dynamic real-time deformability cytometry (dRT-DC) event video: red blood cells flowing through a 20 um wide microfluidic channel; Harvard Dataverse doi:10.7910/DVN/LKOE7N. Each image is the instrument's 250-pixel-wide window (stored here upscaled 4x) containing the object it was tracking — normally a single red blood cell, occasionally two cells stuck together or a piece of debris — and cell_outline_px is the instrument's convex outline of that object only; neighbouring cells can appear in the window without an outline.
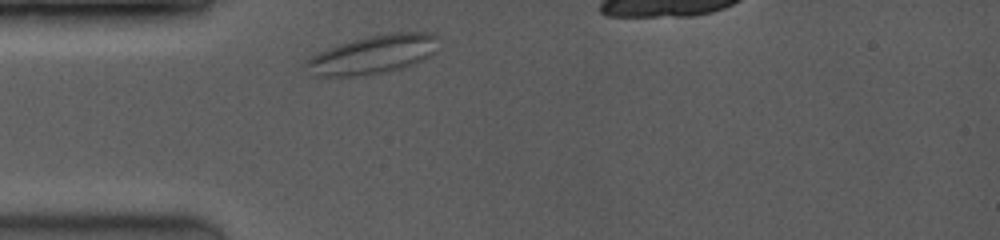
{"species": "common noctule bat (a hibernating species)", "species_latin": "Nyctalus noctula", "temperature_condition": "room temperature", "stored_images_in_passage": 14, "camera_frame_rate_fps": 3500, "um_per_image_px": 0.085, "animal": {"sex": "female", "body_mass_g": 19.0, "forearm_length_mm": 53.3}, "frame": {"image": 1, "passage_image": 1, "time_ms": 0.0, "image_size_px": [1000, 240], "cell_outline_px": [[440, 36], [432, 52], [428, 56], [412, 64], [400, 68], [380, 72], [352, 76], [316, 76], [304, 64], [304, 60], [316, 52], [352, 40], [368, 36], [392, 32], [432, 32]], "centroid_in_image_um": [31.67, 4.6], "position_along_channel_um": 53.3, "area_um2": 29.36}}
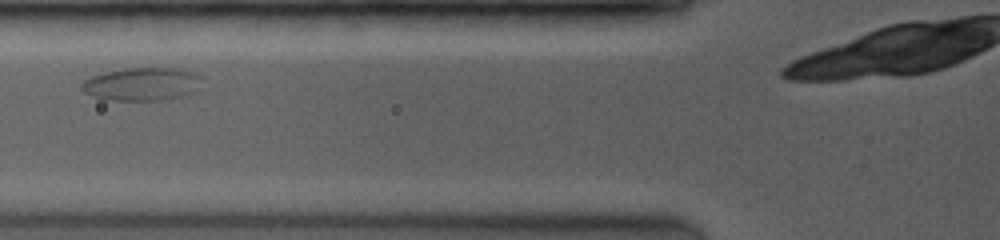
{"frame": {"image": 2, "passage_image": 5, "time_ms": 2.0, "image_size_px": [1000, 240], "cell_outline_px": [[204, 76], [196, 92], [164, 100], [112, 100], [96, 96], [84, 92], [80, 88], [80, 84], [84, 80], [92, 76], [104, 72], [124, 68], [184, 68], [196, 72]], "centroid_in_image_um": [12.14, 7.12], "position_along_channel_um": 113.7, "area_um2": 23.47}}
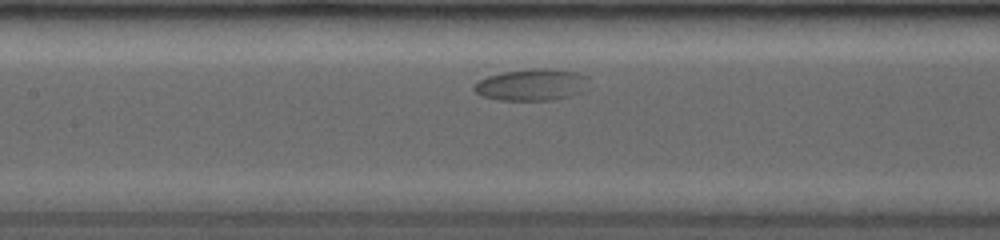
{"frame": {"image": 3, "passage_image": 8, "time_ms": 3.429, "image_size_px": [1000, 240], "cell_outline_px": [[588, 76], [584, 92], [552, 100], [500, 100], [484, 96], [476, 92], [472, 88], [480, 80], [488, 76], [504, 72], [532, 68], [552, 68], [576, 72]], "centroid_in_image_um": [45.23, 7.19], "position_along_channel_um": 162.2, "area_um2": 21.1}}